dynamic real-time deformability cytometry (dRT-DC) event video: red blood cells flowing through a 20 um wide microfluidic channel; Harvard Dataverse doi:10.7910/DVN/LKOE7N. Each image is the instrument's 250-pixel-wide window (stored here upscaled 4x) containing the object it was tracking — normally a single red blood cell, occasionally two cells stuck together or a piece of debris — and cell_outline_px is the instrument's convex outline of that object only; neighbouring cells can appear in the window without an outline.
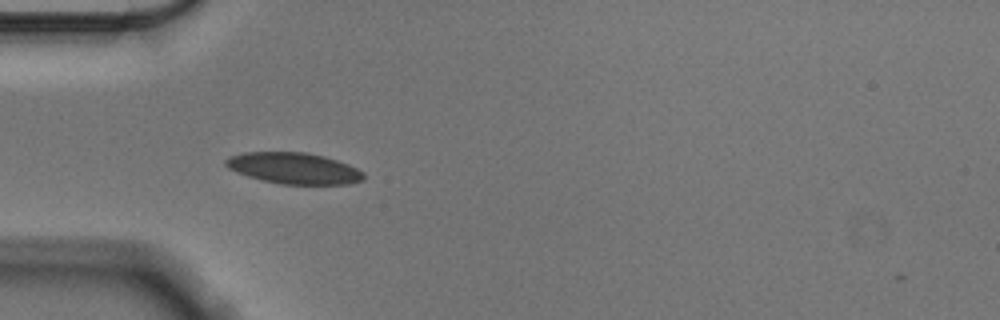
{"species": "Egyptian fruit bat (a non-hibernating species)", "species_latin": "Rousettus aegyptiacus", "temperature_condition": "cold", "stored_images_in_passage": 41, "camera_frame_rate_fps": 3000, "um_per_image_px": 0.085, "animal": {"sex": "male"}, "frame": {"image": 1, "passage_image": 2, "time_ms": 0.333, "image_size_px": [1000, 320], "cell_outline_px": [[364, 180], [348, 184], [280, 184], [248, 176], [236, 172], [228, 168], [224, 164], [224, 160], [228, 156], [244, 152], [308, 152], [324, 156], [348, 164], [364, 172]], "centroid_in_image_um": [24.96, 14.29], "position_along_channel_um": 60.0, "area_um2": 25.14}}
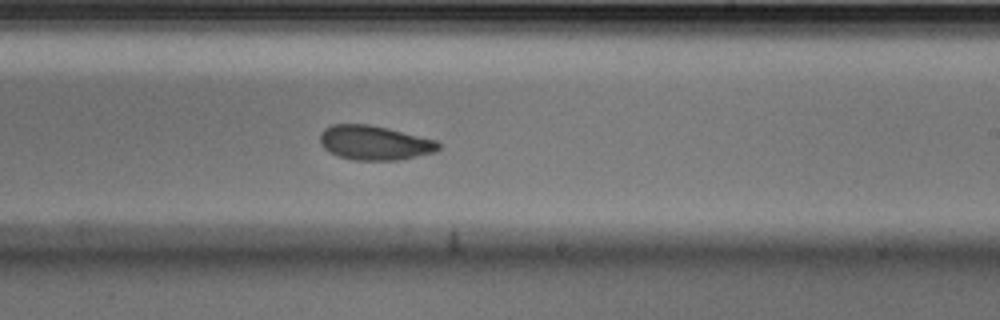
{"frame": {"image": 2, "passage_image": 19, "time_ms": 6.0, "image_size_px": [1000, 320], "cell_outline_px": [[440, 148], [436, 152], [400, 160], [356, 160], [340, 156], [328, 152], [320, 144], [320, 132], [324, 128], [332, 124], [368, 124], [388, 128], [436, 140], [440, 144]], "centroid_in_image_um": [31.83, 12.13], "position_along_channel_um": 257.2, "area_um2": 23.87}}
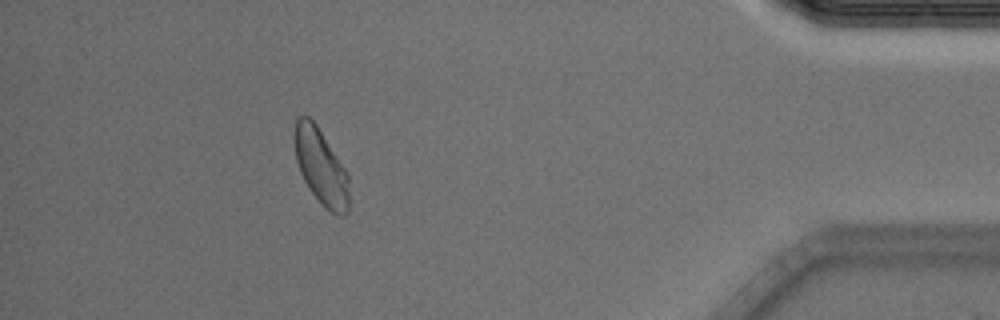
{"frame": {"image": 3, "passage_image": 36, "time_ms": 11.667, "image_size_px": [1000, 320], "cell_outline_px": [[348, 212], [344, 216], [340, 216], [332, 212], [320, 204], [304, 180], [300, 172], [296, 160], [292, 136], [296, 116], [308, 116], [316, 124], [344, 168], [348, 176]], "centroid_in_image_um": [27.23, 14.15], "position_along_channel_um": 408.0, "area_um2": 24.04}, "authors_computed_cell_mechanics": {"area_um2": 24.2182, "velocity_mm_per_s": 3.5267, "shape_relaxation_time_tau1_ms": 2.6859, "shape_relaxation_time_tau2_ms": 3.777, "deformation_change_tau1": 0.0944, "deformation_change_tau2": 0.0712}}